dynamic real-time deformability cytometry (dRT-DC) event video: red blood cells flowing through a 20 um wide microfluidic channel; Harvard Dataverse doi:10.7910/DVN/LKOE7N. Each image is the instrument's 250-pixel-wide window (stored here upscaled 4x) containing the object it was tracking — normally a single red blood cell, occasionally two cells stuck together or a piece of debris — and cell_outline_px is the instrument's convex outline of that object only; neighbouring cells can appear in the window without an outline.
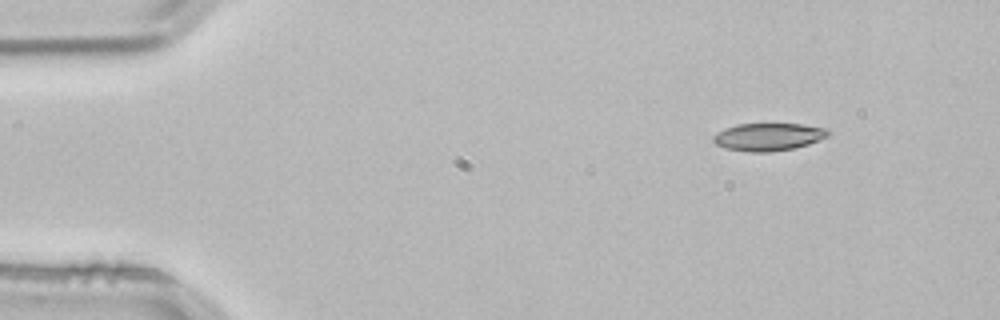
{"species": "common noctule bat (a hibernating species)", "species_latin": "Nyctalus noctula", "temperature_condition": "room temperature", "stored_images_in_passage": 3, "camera_frame_rate_fps": 3000, "um_per_image_px": 0.085, "animal": {"sex": "male", "body_mass_g": 21.5, "forearm_length_mm": 52.0}, "frame": {"image": 1, "passage_image": 1, "time_ms": 0.0, "image_size_px": [1000, 320], "cell_outline_px": [[832, 132], [828, 136], [820, 140], [808, 144], [792, 148], [772, 152], [748, 152], [724, 148], [716, 144], [712, 140], [712, 136], [724, 128], [736, 124], [800, 124], [824, 128]], "centroid_in_image_um": [65.28, 11.63], "position_along_channel_um": 19.7, "area_um2": 18.55}}